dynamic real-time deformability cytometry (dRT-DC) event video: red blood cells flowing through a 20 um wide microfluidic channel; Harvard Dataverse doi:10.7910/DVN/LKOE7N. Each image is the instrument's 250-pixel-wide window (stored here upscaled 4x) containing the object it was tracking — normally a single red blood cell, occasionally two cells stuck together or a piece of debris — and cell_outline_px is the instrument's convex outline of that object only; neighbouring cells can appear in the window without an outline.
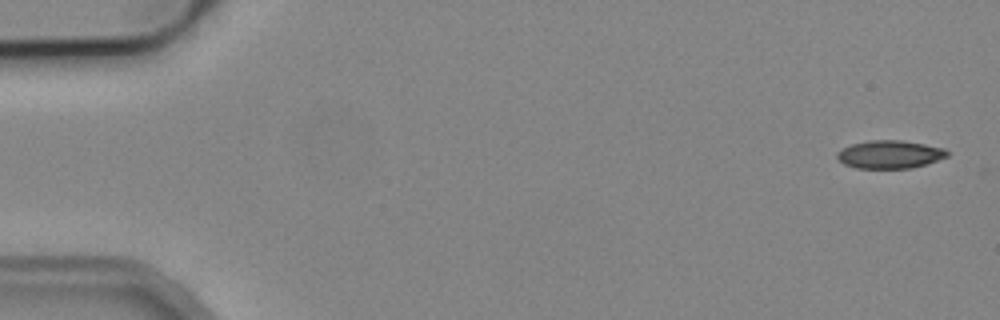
{"species": "common noctule bat (a hibernating species)", "species_latin": "Nyctalus noctula", "temperature_condition": "cold", "stored_images_in_passage": 5, "camera_frame_rate_fps": 3000, "um_per_image_px": 0.085, "animal": {"sex": "male", "body_mass_g": 19.2, "forearm_length_mm": 51.8}, "frame": {"image": 1, "passage_image": 1, "time_ms": 0.0, "image_size_px": [1000, 320], "cell_outline_px": [[948, 156], [928, 164], [912, 168], [856, 168], [844, 164], [836, 156], [836, 152], [852, 144], [868, 140], [900, 140], [924, 144], [944, 148], [948, 152]], "centroid_in_image_um": [75.64, 13.13], "position_along_channel_um": 9.4, "area_um2": 17.98}}
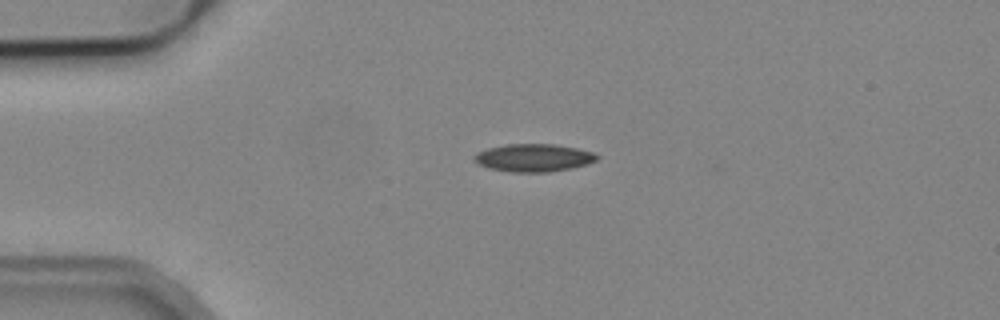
{"frame": {"image": 2, "passage_image": 4, "time_ms": 3.667, "image_size_px": [1000, 320], "cell_outline_px": [[600, 156], [596, 160], [588, 164], [572, 168], [548, 172], [512, 172], [488, 168], [476, 164], [472, 160], [472, 156], [476, 152], [488, 148], [508, 144], [556, 144], [576, 148], [592, 152]], "centroid_in_image_um": [45.31, 13.41], "position_along_channel_um": 39.7, "area_um2": 20.06}}